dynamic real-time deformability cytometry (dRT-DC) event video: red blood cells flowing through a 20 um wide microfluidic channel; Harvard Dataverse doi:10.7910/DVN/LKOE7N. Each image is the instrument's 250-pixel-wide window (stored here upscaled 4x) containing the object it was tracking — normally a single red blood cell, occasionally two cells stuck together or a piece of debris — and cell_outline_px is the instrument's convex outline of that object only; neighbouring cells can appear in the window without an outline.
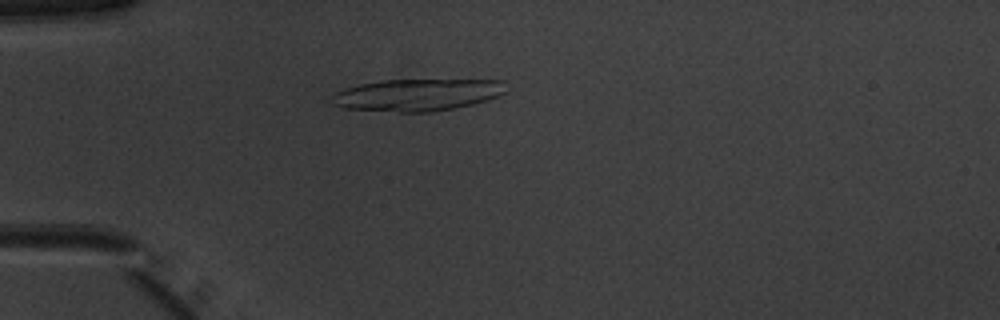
{"species": "common noctule bat (a hibernating species)", "species_latin": "Nyctalus noctula", "temperature_condition": "warm", "stored_images_in_passage": 51, "camera_frame_rate_fps": 3000, "um_per_image_px": 0.085, "animal": {"sex": "male", "body_mass_g": 20.1, "forearm_length_mm": 53.5}, "frame": {"image": 1, "passage_image": 15, "time_ms": 4.667, "image_size_px": [1000, 320], "cell_outline_px": [[504, 92], [488, 100], [472, 104], [432, 112], [400, 112], [344, 108], [332, 104], [328, 100], [328, 96], [344, 88], [360, 84], [380, 80], [504, 80]], "centroid_in_image_um": [35.38, 8.06], "position_along_channel_um": 49.6, "area_um2": 32.54}}
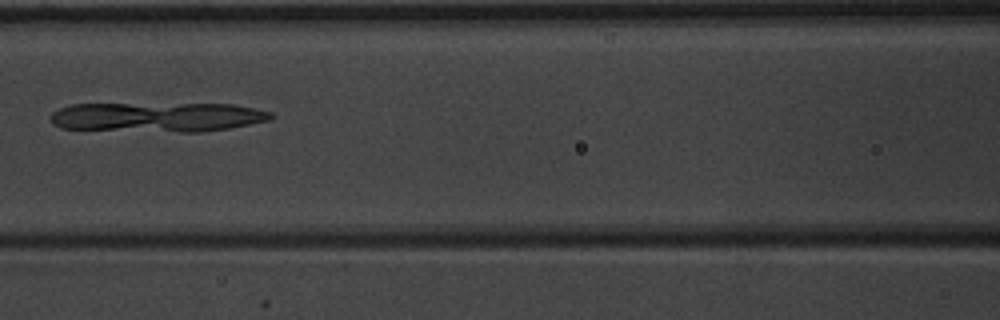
{"frame": {"image": 2, "passage_image": 24, "time_ms": 7.667, "image_size_px": [1000, 320], "cell_outline_px": [[272, 116], [268, 120], [228, 128], [200, 132], [180, 132], [60, 128], [52, 124], [52, 112], [60, 108], [72, 104], [232, 104], [272, 112]], "centroid_in_image_um": [13.35, 9.95], "position_along_channel_um": 153.3, "area_um2": 37.63}}
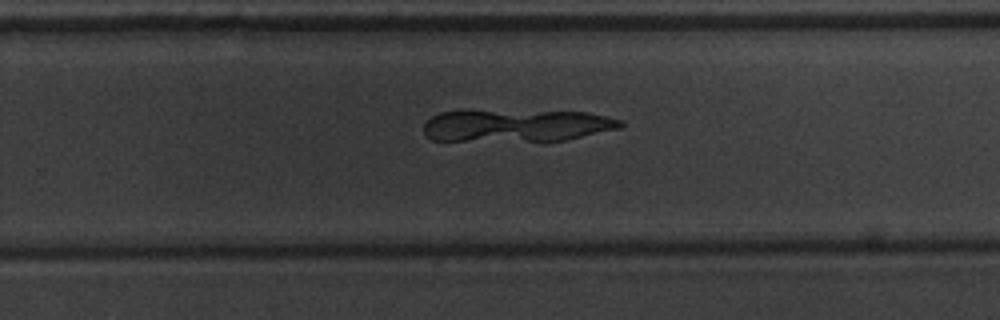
{"frame": {"image": 3, "passage_image": 34, "time_ms": 11.0, "image_size_px": [1000, 320], "cell_outline_px": [[624, 124], [620, 128], [564, 140], [544, 144], [432, 140], [424, 136], [424, 124], [432, 116], [440, 112], [588, 112], [620, 120]], "centroid_in_image_um": [43.89, 10.75], "position_along_channel_um": 285.9, "area_um2": 37.63}}